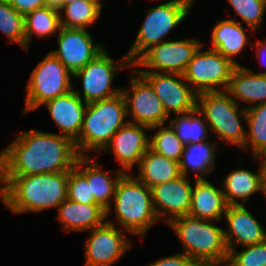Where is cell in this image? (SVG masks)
Listing matches in <instances>:
<instances>
[{
    "instance_id": "obj_29",
    "label": "cell",
    "mask_w": 266,
    "mask_h": 266,
    "mask_svg": "<svg viewBox=\"0 0 266 266\" xmlns=\"http://www.w3.org/2000/svg\"><path fill=\"white\" fill-rule=\"evenodd\" d=\"M25 23V51L31 44L33 35L47 37L59 32L61 28L60 13L45 6L39 7L24 15Z\"/></svg>"
},
{
    "instance_id": "obj_25",
    "label": "cell",
    "mask_w": 266,
    "mask_h": 266,
    "mask_svg": "<svg viewBox=\"0 0 266 266\" xmlns=\"http://www.w3.org/2000/svg\"><path fill=\"white\" fill-rule=\"evenodd\" d=\"M180 175L179 162L148 149L140 159L138 175H135V177L151 189Z\"/></svg>"
},
{
    "instance_id": "obj_24",
    "label": "cell",
    "mask_w": 266,
    "mask_h": 266,
    "mask_svg": "<svg viewBox=\"0 0 266 266\" xmlns=\"http://www.w3.org/2000/svg\"><path fill=\"white\" fill-rule=\"evenodd\" d=\"M241 24L235 19L216 21L210 40L212 50L218 51L236 65L241 64L234 57L242 53L245 45L250 43L246 30Z\"/></svg>"
},
{
    "instance_id": "obj_40",
    "label": "cell",
    "mask_w": 266,
    "mask_h": 266,
    "mask_svg": "<svg viewBox=\"0 0 266 266\" xmlns=\"http://www.w3.org/2000/svg\"><path fill=\"white\" fill-rule=\"evenodd\" d=\"M260 192L266 200V157H260Z\"/></svg>"
},
{
    "instance_id": "obj_13",
    "label": "cell",
    "mask_w": 266,
    "mask_h": 266,
    "mask_svg": "<svg viewBox=\"0 0 266 266\" xmlns=\"http://www.w3.org/2000/svg\"><path fill=\"white\" fill-rule=\"evenodd\" d=\"M153 88L168 116L186 114L197 108V93L182 74L138 72Z\"/></svg>"
},
{
    "instance_id": "obj_8",
    "label": "cell",
    "mask_w": 266,
    "mask_h": 266,
    "mask_svg": "<svg viewBox=\"0 0 266 266\" xmlns=\"http://www.w3.org/2000/svg\"><path fill=\"white\" fill-rule=\"evenodd\" d=\"M73 74L50 52L32 70L26 85L23 114L73 90Z\"/></svg>"
},
{
    "instance_id": "obj_38",
    "label": "cell",
    "mask_w": 266,
    "mask_h": 266,
    "mask_svg": "<svg viewBox=\"0 0 266 266\" xmlns=\"http://www.w3.org/2000/svg\"><path fill=\"white\" fill-rule=\"evenodd\" d=\"M44 1L45 0H9L10 5L23 15H26L39 7H43Z\"/></svg>"
},
{
    "instance_id": "obj_5",
    "label": "cell",
    "mask_w": 266,
    "mask_h": 266,
    "mask_svg": "<svg viewBox=\"0 0 266 266\" xmlns=\"http://www.w3.org/2000/svg\"><path fill=\"white\" fill-rule=\"evenodd\" d=\"M213 220L182 216L167 224L174 230L184 247V254L198 266L228 259L224 240V229L213 224Z\"/></svg>"
},
{
    "instance_id": "obj_36",
    "label": "cell",
    "mask_w": 266,
    "mask_h": 266,
    "mask_svg": "<svg viewBox=\"0 0 266 266\" xmlns=\"http://www.w3.org/2000/svg\"><path fill=\"white\" fill-rule=\"evenodd\" d=\"M67 198L77 203L97 204L91 195L90 183L75 167L68 171Z\"/></svg>"
},
{
    "instance_id": "obj_3",
    "label": "cell",
    "mask_w": 266,
    "mask_h": 266,
    "mask_svg": "<svg viewBox=\"0 0 266 266\" xmlns=\"http://www.w3.org/2000/svg\"><path fill=\"white\" fill-rule=\"evenodd\" d=\"M126 118V101L122 93L87 103L81 132L74 141L78 156H87V152H102L113 135L128 122Z\"/></svg>"
},
{
    "instance_id": "obj_4",
    "label": "cell",
    "mask_w": 266,
    "mask_h": 266,
    "mask_svg": "<svg viewBox=\"0 0 266 266\" xmlns=\"http://www.w3.org/2000/svg\"><path fill=\"white\" fill-rule=\"evenodd\" d=\"M131 173L120 178L112 201L113 209L120 229L143 239L159 219L153 208L151 189Z\"/></svg>"
},
{
    "instance_id": "obj_32",
    "label": "cell",
    "mask_w": 266,
    "mask_h": 266,
    "mask_svg": "<svg viewBox=\"0 0 266 266\" xmlns=\"http://www.w3.org/2000/svg\"><path fill=\"white\" fill-rule=\"evenodd\" d=\"M157 132L150 136L149 149L153 152L165 156L168 159L179 162L184 151L185 144L179 140L175 131L169 125L154 126L151 130L158 129Z\"/></svg>"
},
{
    "instance_id": "obj_20",
    "label": "cell",
    "mask_w": 266,
    "mask_h": 266,
    "mask_svg": "<svg viewBox=\"0 0 266 266\" xmlns=\"http://www.w3.org/2000/svg\"><path fill=\"white\" fill-rule=\"evenodd\" d=\"M74 167L87 179V182L90 183L91 195L94 196L97 204L107 210L108 217L112 210L113 205L111 203L115 195L116 186L125 172L119 169L115 173V178H111L110 175L99 167V163L89 156H79L76 159Z\"/></svg>"
},
{
    "instance_id": "obj_10",
    "label": "cell",
    "mask_w": 266,
    "mask_h": 266,
    "mask_svg": "<svg viewBox=\"0 0 266 266\" xmlns=\"http://www.w3.org/2000/svg\"><path fill=\"white\" fill-rule=\"evenodd\" d=\"M126 65L132 66L127 55L116 64L104 49L73 74L74 78L82 80V95L79 90H73L85 103L113 98L121 93L122 88H112V80L118 73L117 71L124 69Z\"/></svg>"
},
{
    "instance_id": "obj_16",
    "label": "cell",
    "mask_w": 266,
    "mask_h": 266,
    "mask_svg": "<svg viewBox=\"0 0 266 266\" xmlns=\"http://www.w3.org/2000/svg\"><path fill=\"white\" fill-rule=\"evenodd\" d=\"M193 185L188 177H179L156 185L151 188L152 204L157 218L160 220L164 215L166 223L172 219L188 216L191 205V194Z\"/></svg>"
},
{
    "instance_id": "obj_34",
    "label": "cell",
    "mask_w": 266,
    "mask_h": 266,
    "mask_svg": "<svg viewBox=\"0 0 266 266\" xmlns=\"http://www.w3.org/2000/svg\"><path fill=\"white\" fill-rule=\"evenodd\" d=\"M236 15L253 32L260 28L266 11V0H227Z\"/></svg>"
},
{
    "instance_id": "obj_26",
    "label": "cell",
    "mask_w": 266,
    "mask_h": 266,
    "mask_svg": "<svg viewBox=\"0 0 266 266\" xmlns=\"http://www.w3.org/2000/svg\"><path fill=\"white\" fill-rule=\"evenodd\" d=\"M215 143L217 142L213 144L208 140V142L186 144L179 161L180 173L189 177L190 171L196 172L197 180L205 179L204 176L212 173L216 166L217 145Z\"/></svg>"
},
{
    "instance_id": "obj_30",
    "label": "cell",
    "mask_w": 266,
    "mask_h": 266,
    "mask_svg": "<svg viewBox=\"0 0 266 266\" xmlns=\"http://www.w3.org/2000/svg\"><path fill=\"white\" fill-rule=\"evenodd\" d=\"M102 1L75 0L63 6L65 16L60 14L61 26L66 28L87 29L100 17Z\"/></svg>"
},
{
    "instance_id": "obj_39",
    "label": "cell",
    "mask_w": 266,
    "mask_h": 266,
    "mask_svg": "<svg viewBox=\"0 0 266 266\" xmlns=\"http://www.w3.org/2000/svg\"><path fill=\"white\" fill-rule=\"evenodd\" d=\"M73 1L75 0H45L44 6L50 10L56 11L60 14H64L62 13L63 6ZM86 1H102V0H86Z\"/></svg>"
},
{
    "instance_id": "obj_27",
    "label": "cell",
    "mask_w": 266,
    "mask_h": 266,
    "mask_svg": "<svg viewBox=\"0 0 266 266\" xmlns=\"http://www.w3.org/2000/svg\"><path fill=\"white\" fill-rule=\"evenodd\" d=\"M258 168L255 173L247 169H236L225 176L222 191L228 205H244L250 196L260 191V164Z\"/></svg>"
},
{
    "instance_id": "obj_2",
    "label": "cell",
    "mask_w": 266,
    "mask_h": 266,
    "mask_svg": "<svg viewBox=\"0 0 266 266\" xmlns=\"http://www.w3.org/2000/svg\"><path fill=\"white\" fill-rule=\"evenodd\" d=\"M68 171L26 176H0V197L15 214L58 207L67 199Z\"/></svg>"
},
{
    "instance_id": "obj_22",
    "label": "cell",
    "mask_w": 266,
    "mask_h": 266,
    "mask_svg": "<svg viewBox=\"0 0 266 266\" xmlns=\"http://www.w3.org/2000/svg\"><path fill=\"white\" fill-rule=\"evenodd\" d=\"M227 206L222 187L216 188L207 179L195 180L188 216L216 222L224 217Z\"/></svg>"
},
{
    "instance_id": "obj_14",
    "label": "cell",
    "mask_w": 266,
    "mask_h": 266,
    "mask_svg": "<svg viewBox=\"0 0 266 266\" xmlns=\"http://www.w3.org/2000/svg\"><path fill=\"white\" fill-rule=\"evenodd\" d=\"M123 232L110 219L93 228L84 244V266H111L118 262L132 248L130 239Z\"/></svg>"
},
{
    "instance_id": "obj_1",
    "label": "cell",
    "mask_w": 266,
    "mask_h": 266,
    "mask_svg": "<svg viewBox=\"0 0 266 266\" xmlns=\"http://www.w3.org/2000/svg\"><path fill=\"white\" fill-rule=\"evenodd\" d=\"M78 153L61 134L31 129L18 134L0 151V176H26L70 171Z\"/></svg>"
},
{
    "instance_id": "obj_42",
    "label": "cell",
    "mask_w": 266,
    "mask_h": 266,
    "mask_svg": "<svg viewBox=\"0 0 266 266\" xmlns=\"http://www.w3.org/2000/svg\"><path fill=\"white\" fill-rule=\"evenodd\" d=\"M201 266H233L228 259L220 262H211V263H206Z\"/></svg>"
},
{
    "instance_id": "obj_12",
    "label": "cell",
    "mask_w": 266,
    "mask_h": 266,
    "mask_svg": "<svg viewBox=\"0 0 266 266\" xmlns=\"http://www.w3.org/2000/svg\"><path fill=\"white\" fill-rule=\"evenodd\" d=\"M137 76L130 75V87L122 88L126 101L128 122L148 126L149 128L164 125L169 118L161 100L151 85L134 69ZM131 88V89H130ZM131 92V93H130Z\"/></svg>"
},
{
    "instance_id": "obj_18",
    "label": "cell",
    "mask_w": 266,
    "mask_h": 266,
    "mask_svg": "<svg viewBox=\"0 0 266 266\" xmlns=\"http://www.w3.org/2000/svg\"><path fill=\"white\" fill-rule=\"evenodd\" d=\"M224 218L228 225V229L223 230L228 251L236 249L238 244L244 247L266 241L265 228L245 205H228Z\"/></svg>"
},
{
    "instance_id": "obj_19",
    "label": "cell",
    "mask_w": 266,
    "mask_h": 266,
    "mask_svg": "<svg viewBox=\"0 0 266 266\" xmlns=\"http://www.w3.org/2000/svg\"><path fill=\"white\" fill-rule=\"evenodd\" d=\"M50 117L60 128L61 135L70 138L73 142L79 137L82 129L84 114L87 108L85 103L74 90L45 102Z\"/></svg>"
},
{
    "instance_id": "obj_15",
    "label": "cell",
    "mask_w": 266,
    "mask_h": 266,
    "mask_svg": "<svg viewBox=\"0 0 266 266\" xmlns=\"http://www.w3.org/2000/svg\"><path fill=\"white\" fill-rule=\"evenodd\" d=\"M93 40L86 29L61 26L57 37L58 48L50 53L74 74L105 49Z\"/></svg>"
},
{
    "instance_id": "obj_35",
    "label": "cell",
    "mask_w": 266,
    "mask_h": 266,
    "mask_svg": "<svg viewBox=\"0 0 266 266\" xmlns=\"http://www.w3.org/2000/svg\"><path fill=\"white\" fill-rule=\"evenodd\" d=\"M243 248L240 252L228 251V261L233 266H266V241Z\"/></svg>"
},
{
    "instance_id": "obj_23",
    "label": "cell",
    "mask_w": 266,
    "mask_h": 266,
    "mask_svg": "<svg viewBox=\"0 0 266 266\" xmlns=\"http://www.w3.org/2000/svg\"><path fill=\"white\" fill-rule=\"evenodd\" d=\"M226 92L237 104H239L238 99L252 104L249 107L264 104L266 103V72L255 73L248 67L237 65Z\"/></svg>"
},
{
    "instance_id": "obj_37",
    "label": "cell",
    "mask_w": 266,
    "mask_h": 266,
    "mask_svg": "<svg viewBox=\"0 0 266 266\" xmlns=\"http://www.w3.org/2000/svg\"><path fill=\"white\" fill-rule=\"evenodd\" d=\"M148 266H198L191 258L186 256L183 252L172 256L163 257L156 260Z\"/></svg>"
},
{
    "instance_id": "obj_41",
    "label": "cell",
    "mask_w": 266,
    "mask_h": 266,
    "mask_svg": "<svg viewBox=\"0 0 266 266\" xmlns=\"http://www.w3.org/2000/svg\"><path fill=\"white\" fill-rule=\"evenodd\" d=\"M255 50L257 51L256 53L258 54V59L260 60L261 64L263 66L266 65V40H257L256 43H254ZM266 67V66H265Z\"/></svg>"
},
{
    "instance_id": "obj_7",
    "label": "cell",
    "mask_w": 266,
    "mask_h": 266,
    "mask_svg": "<svg viewBox=\"0 0 266 266\" xmlns=\"http://www.w3.org/2000/svg\"><path fill=\"white\" fill-rule=\"evenodd\" d=\"M195 0H170L147 10V16L131 48L127 52L133 64L150 47L164 42V38L177 27L191 11Z\"/></svg>"
},
{
    "instance_id": "obj_17",
    "label": "cell",
    "mask_w": 266,
    "mask_h": 266,
    "mask_svg": "<svg viewBox=\"0 0 266 266\" xmlns=\"http://www.w3.org/2000/svg\"><path fill=\"white\" fill-rule=\"evenodd\" d=\"M147 130H150L148 126L127 122L113 135L103 152H112L122 167L120 169L125 173L130 172L135 164L139 165L140 159L149 149Z\"/></svg>"
},
{
    "instance_id": "obj_31",
    "label": "cell",
    "mask_w": 266,
    "mask_h": 266,
    "mask_svg": "<svg viewBox=\"0 0 266 266\" xmlns=\"http://www.w3.org/2000/svg\"><path fill=\"white\" fill-rule=\"evenodd\" d=\"M169 122L179 140L185 145L206 141L209 126L198 108L186 114H176V117L171 118Z\"/></svg>"
},
{
    "instance_id": "obj_21",
    "label": "cell",
    "mask_w": 266,
    "mask_h": 266,
    "mask_svg": "<svg viewBox=\"0 0 266 266\" xmlns=\"http://www.w3.org/2000/svg\"><path fill=\"white\" fill-rule=\"evenodd\" d=\"M57 208V219L66 232L90 231L107 221V210L99 204H82L67 198Z\"/></svg>"
},
{
    "instance_id": "obj_11",
    "label": "cell",
    "mask_w": 266,
    "mask_h": 266,
    "mask_svg": "<svg viewBox=\"0 0 266 266\" xmlns=\"http://www.w3.org/2000/svg\"><path fill=\"white\" fill-rule=\"evenodd\" d=\"M202 45L201 41L193 38L181 39L179 41L166 40L146 50L132 64V68L135 67L134 70L136 72L176 73L183 75L188 63ZM139 66L149 69L143 70Z\"/></svg>"
},
{
    "instance_id": "obj_33",
    "label": "cell",
    "mask_w": 266,
    "mask_h": 266,
    "mask_svg": "<svg viewBox=\"0 0 266 266\" xmlns=\"http://www.w3.org/2000/svg\"><path fill=\"white\" fill-rule=\"evenodd\" d=\"M0 31L10 43H17L25 50L24 15L16 11L9 0H0Z\"/></svg>"
},
{
    "instance_id": "obj_9",
    "label": "cell",
    "mask_w": 266,
    "mask_h": 266,
    "mask_svg": "<svg viewBox=\"0 0 266 266\" xmlns=\"http://www.w3.org/2000/svg\"><path fill=\"white\" fill-rule=\"evenodd\" d=\"M202 47L188 63L183 74L186 82L197 94L226 91L237 65L216 50L201 51Z\"/></svg>"
},
{
    "instance_id": "obj_6",
    "label": "cell",
    "mask_w": 266,
    "mask_h": 266,
    "mask_svg": "<svg viewBox=\"0 0 266 266\" xmlns=\"http://www.w3.org/2000/svg\"><path fill=\"white\" fill-rule=\"evenodd\" d=\"M197 108L219 141L244 146L247 131L240 119L246 123V109L240 108L226 91L198 94Z\"/></svg>"
},
{
    "instance_id": "obj_28",
    "label": "cell",
    "mask_w": 266,
    "mask_h": 266,
    "mask_svg": "<svg viewBox=\"0 0 266 266\" xmlns=\"http://www.w3.org/2000/svg\"><path fill=\"white\" fill-rule=\"evenodd\" d=\"M246 109V132L245 144L242 149L248 150L254 159L266 157V103ZM249 146V147H248Z\"/></svg>"
}]
</instances>
